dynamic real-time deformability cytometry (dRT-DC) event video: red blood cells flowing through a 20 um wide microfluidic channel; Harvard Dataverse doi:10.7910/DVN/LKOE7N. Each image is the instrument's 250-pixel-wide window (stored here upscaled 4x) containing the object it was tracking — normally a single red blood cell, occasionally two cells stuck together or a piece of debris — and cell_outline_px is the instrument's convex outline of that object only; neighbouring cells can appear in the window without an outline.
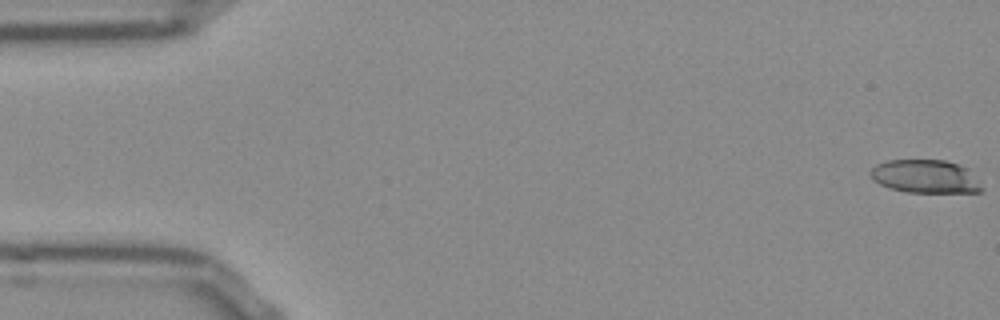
{"species": "Egyptian fruit bat (a non-hibernating species)", "species_latin": "Rousettus aegyptiacus", "temperature_condition": "room temperature", "stored_images_in_passage": 53, "camera_frame_rate_fps": 3000, "um_per_image_px": 0.085, "frame": {"image": 1, "passage_image": 1, "time_ms": 0.0, "image_size_px": [1000, 320], "cell_outline_px": [[984, 188], [980, 192], [908, 192], [892, 188], [880, 184], [872, 180], [868, 172], [876, 164], [888, 160], [944, 160], [960, 164], [968, 168], [980, 180]], "centroid_in_image_um": [78.69, 14.99], "position_along_channel_um": 6.3, "area_um2": 21.85}}
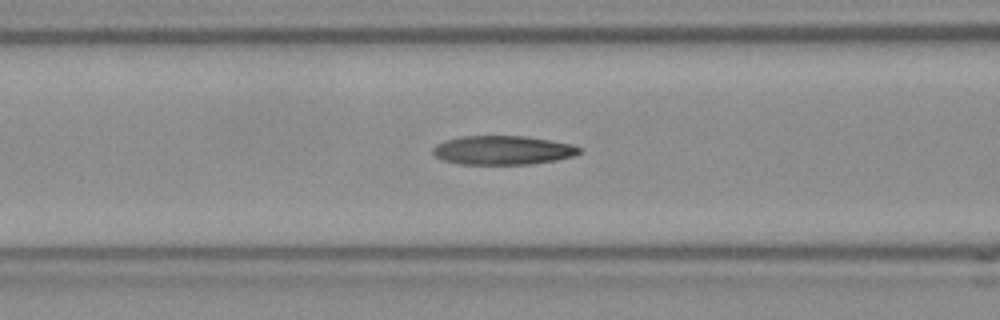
{"frame": {"image": 2, "passage_image": 21, "time_ms": 6.667, "image_size_px": [1000, 320], "cell_outline_px": [[580, 152], [572, 156], [556, 160], [532, 164], [460, 164], [444, 160], [436, 156], [432, 152], [432, 148], [436, 144], [444, 140], [460, 136], [524, 136], [572, 144], [580, 148]], "centroid_in_image_um": [42.69, 12.76], "position_along_channel_um": 123.9, "area_um2": 24.62}}
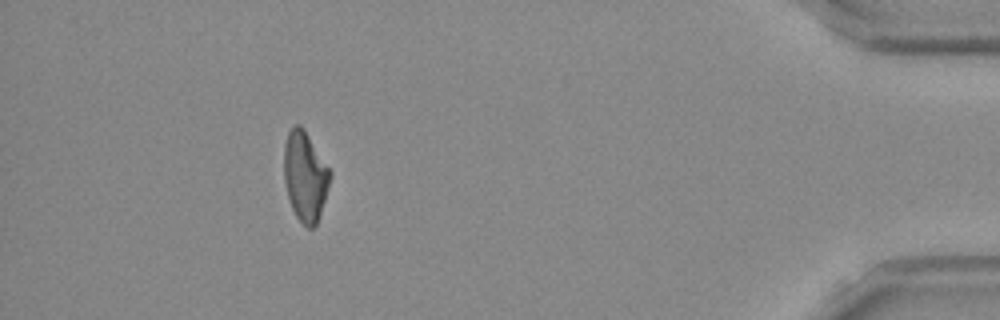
{"frame": {"image": 3, "passage_image": 48, "time_ms": 15.667, "image_size_px": [1000, 320], "cell_outline_px": [[332, 172], [324, 200], [316, 224], [312, 228], [308, 228], [296, 216], [292, 208], [288, 196], [284, 180], [284, 144], [288, 132], [292, 124], [300, 124], [304, 128]], "centroid_in_image_um": [25.92, 14.92], "position_along_channel_um": 409.3, "area_um2": 23.93}, "authors_computed_cell_mechanics": {"area_um2": 24.276, "velocity_mm_per_s": 3.8538, "shape_relaxation_time_tau1_ms": null, "shape_relaxation_time_tau2_ms": 5.1442, "deformation_change_tau1": null, "deformation_change_tau2": 0.1659}}